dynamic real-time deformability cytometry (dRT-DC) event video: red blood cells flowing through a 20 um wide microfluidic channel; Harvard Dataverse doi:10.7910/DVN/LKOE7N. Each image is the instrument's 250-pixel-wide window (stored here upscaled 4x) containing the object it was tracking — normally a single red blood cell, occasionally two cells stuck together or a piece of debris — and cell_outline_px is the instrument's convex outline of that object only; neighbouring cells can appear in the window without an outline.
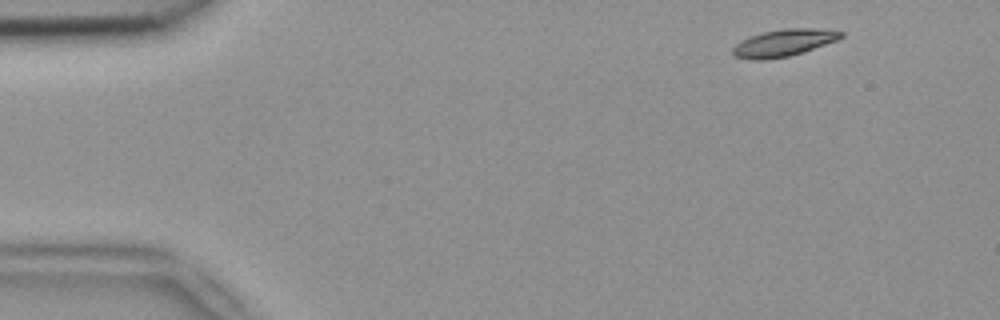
{"species": "common noctule bat (a hibernating species)", "species_latin": "Nyctalus noctula", "temperature_condition": "room temperature", "stored_images_in_passage": 4, "camera_frame_rate_fps": 3000, "um_per_image_px": 0.085, "animal": {"sex": "female", "body_mass_g": 18.4}, "frame": {"image": 1, "passage_image": 1, "time_ms": 0.0, "image_size_px": [1000, 320], "cell_outline_px": [[844, 36], [836, 40], [804, 52], [788, 56], [764, 60], [752, 60], [736, 56], [732, 52], [732, 48], [736, 44], [752, 36], [764, 32], [784, 28], [812, 28], [844, 32]], "centroid_in_image_um": [66.62, 3.64], "position_along_channel_um": 18.4, "area_um2": 16.76}}
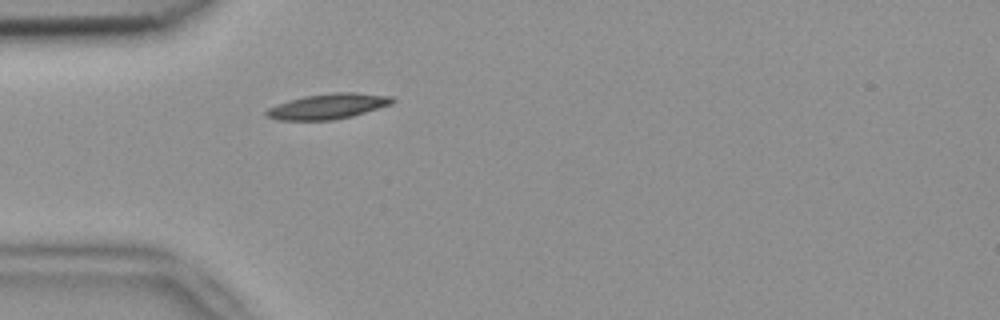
{"frame": {"image": 2, "passage_image": 4, "time_ms": 1.0, "image_size_px": [1000, 320], "cell_outline_px": [[396, 100], [392, 104], [352, 116], [332, 120], [276, 120], [264, 116], [264, 112], [268, 108], [276, 104], [288, 100], [304, 96], [332, 92], [356, 92], [392, 96]], "centroid_in_image_um": [27.85, 9.03], "position_along_channel_um": 57.1, "area_um2": 18.84}}